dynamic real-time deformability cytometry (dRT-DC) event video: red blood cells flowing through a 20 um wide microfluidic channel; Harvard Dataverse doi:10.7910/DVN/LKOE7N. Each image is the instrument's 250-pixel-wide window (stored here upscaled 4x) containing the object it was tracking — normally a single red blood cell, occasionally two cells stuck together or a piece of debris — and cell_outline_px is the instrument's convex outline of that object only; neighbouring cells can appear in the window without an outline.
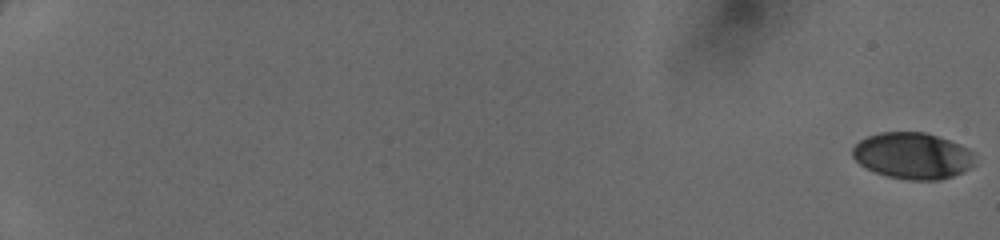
{"species": "human", "species_latin": "Homo sapiens", "temperature_condition": "cold", "stored_images_in_passage": 25, "camera_frame_rate_fps": 3000, "um_per_image_px": 0.085, "donor": {"sex": "female"}, "frame": {"image": 1, "passage_image": 1, "time_ms": 0.0, "image_size_px": [1000, 240], "cell_outline_px": [[972, 164], [968, 168], [952, 176], [940, 180], [908, 180], [888, 176], [876, 172], [860, 164], [852, 156], [852, 148], [860, 140], [868, 136], [880, 132], [924, 132], [948, 140], [968, 148], [972, 152]], "centroid_in_image_um": [77.53, 13.23], "position_along_channel_um": 7.5, "area_um2": 32.6}}
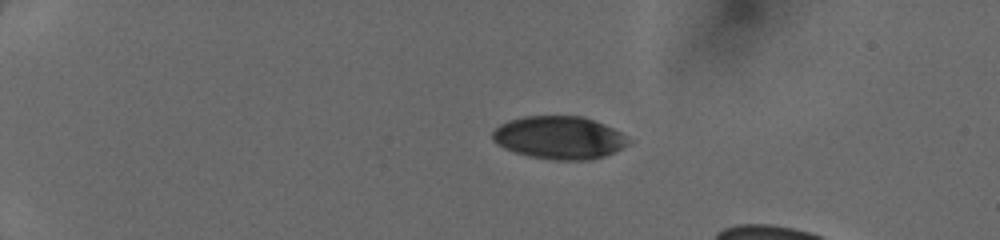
{"frame": {"image": 2, "passage_image": 14, "time_ms": 4.333, "image_size_px": [1000, 240], "cell_outline_px": [[632, 140], [628, 144], [604, 156], [588, 160], [556, 160], [528, 156], [504, 148], [496, 144], [492, 140], [492, 132], [500, 124], [508, 120], [524, 116], [584, 116], [604, 124], [620, 132]], "centroid_in_image_um": [47.51, 11.69], "position_along_channel_um": 37.5, "area_um2": 33.93}}
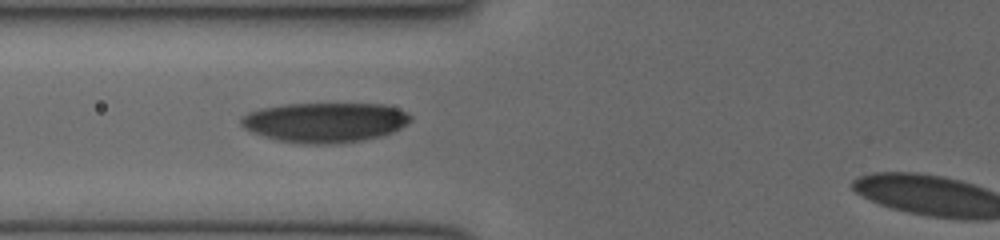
{"frame": {"image": 3, "passage_image": 24, "time_ms": 7.667, "image_size_px": [1000, 240], "cell_outline_px": [[412, 120], [400, 128], [392, 132], [380, 136], [360, 140], [336, 144], [304, 144], [276, 140], [252, 132], [244, 128], [240, 124], [240, 116], [248, 112], [260, 108], [284, 104], [384, 104], [408, 112], [412, 116]], "centroid_in_image_um": [27.59, 10.4], "position_along_channel_um": 98.2, "area_um2": 39.54}}